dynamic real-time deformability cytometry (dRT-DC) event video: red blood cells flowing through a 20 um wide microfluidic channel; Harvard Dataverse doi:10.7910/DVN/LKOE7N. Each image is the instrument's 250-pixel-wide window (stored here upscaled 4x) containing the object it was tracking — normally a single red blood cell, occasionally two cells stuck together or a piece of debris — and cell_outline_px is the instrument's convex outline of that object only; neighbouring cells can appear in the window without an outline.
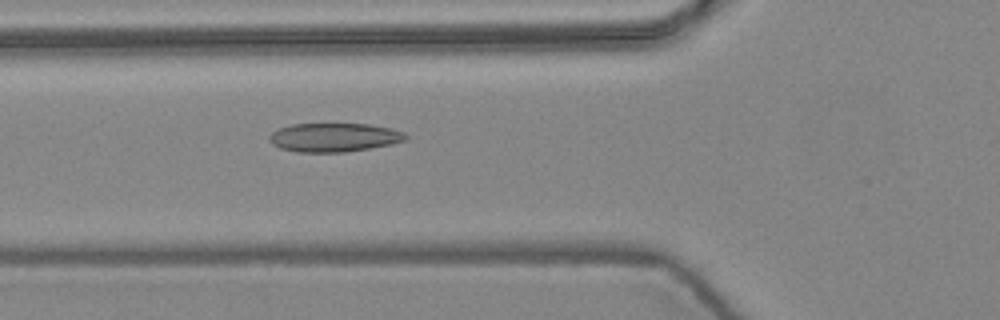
{"species": "common noctule bat (a hibernating species)", "species_latin": "Nyctalus noctula", "temperature_condition": "warm", "stored_images_in_passage": 2, "camera_frame_rate_fps": 3000, "um_per_image_px": 0.085, "animal": {"sex": "female", "body_mass_g": 24.6, "forearm_length_mm": 56.2}, "frame": {"image": 1, "passage_image": 2, "time_ms": 0.333, "image_size_px": [1000, 320], "cell_outline_px": [[408, 140], [392, 144], [344, 152], [296, 152], [280, 148], [272, 144], [268, 140], [268, 136], [276, 128], [292, 124], [368, 124], [392, 128], [404, 132], [408, 136]], "centroid_in_image_um": [28.38, 11.67], "position_along_channel_um": 97.4, "area_um2": 23.06}}